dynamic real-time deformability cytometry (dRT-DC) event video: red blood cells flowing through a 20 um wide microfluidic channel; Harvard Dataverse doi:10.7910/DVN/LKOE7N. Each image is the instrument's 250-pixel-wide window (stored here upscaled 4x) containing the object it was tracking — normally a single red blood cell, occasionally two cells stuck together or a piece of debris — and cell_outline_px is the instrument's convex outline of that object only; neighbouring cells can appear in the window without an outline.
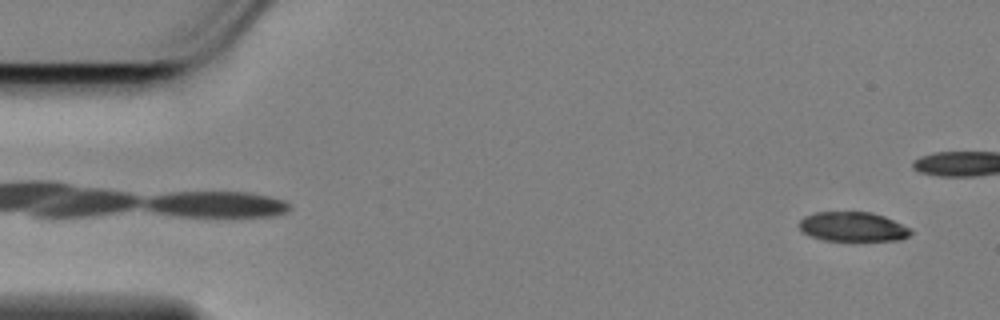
{"species": "Egyptian fruit bat (a non-hibernating species)", "species_latin": "Rousettus aegyptiacus", "temperature_condition": "cold", "stored_images_in_passage": 8, "camera_frame_rate_fps": 3000, "um_per_image_px": 0.085, "animal": {"sex": "female"}, "frame": {"image": 1, "passage_image": 3, "time_ms": 0.667, "image_size_px": [1000, 320], "cell_outline_px": [[912, 232], [908, 236], [900, 240], [824, 240], [800, 232], [796, 224], [804, 216], [816, 212], [872, 212], [884, 216], [912, 228]], "centroid_in_image_um": [72.46, 19.26], "position_along_channel_um": 12.5, "area_um2": 19.31}}